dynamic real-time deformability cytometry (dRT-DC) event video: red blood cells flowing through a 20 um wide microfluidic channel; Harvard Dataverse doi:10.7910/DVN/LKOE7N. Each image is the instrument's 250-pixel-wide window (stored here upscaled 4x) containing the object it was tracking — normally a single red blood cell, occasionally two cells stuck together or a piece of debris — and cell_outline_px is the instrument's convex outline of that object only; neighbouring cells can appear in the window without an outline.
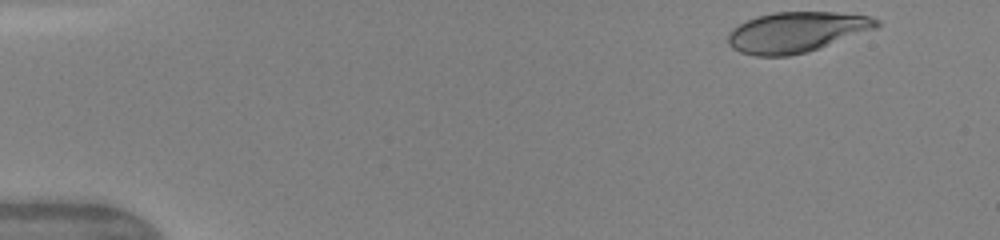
{"species": "human", "species_latin": "Homo sapiens", "temperature_condition": "warm", "stored_images_in_passage": 45, "camera_frame_rate_fps": 3000, "um_per_image_px": 0.085, "donor": {"sex": "female"}, "frame": {"image": 1, "passage_image": 1, "time_ms": 0.0, "image_size_px": [1000, 240], "cell_outline_px": [[880, 24], [876, 28], [804, 52], [788, 56], [756, 56], [740, 52], [732, 48], [728, 44], [728, 32], [732, 28], [756, 16], [772, 12], [836, 12], [868, 16], [880, 20]], "centroid_in_image_um": [67.64, 2.71], "position_along_channel_um": 17.4, "area_um2": 34.56}}
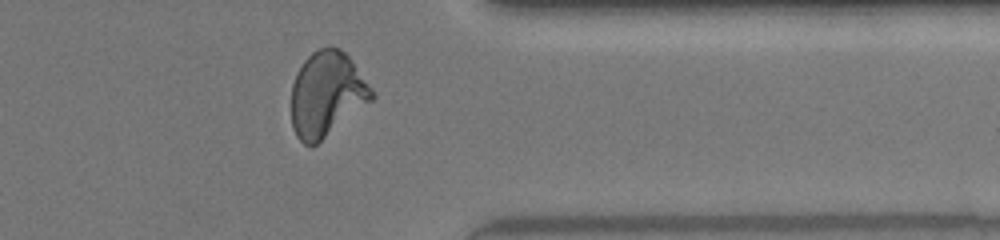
{"frame": {"image": 2, "passage_image": 36, "time_ms": 11.667, "image_size_px": [1000, 240], "cell_outline_px": [[376, 96], [372, 100], [316, 144], [304, 144], [296, 136], [292, 128], [292, 84], [304, 60], [312, 52], [320, 48], [340, 48], [348, 56], [372, 88]], "centroid_in_image_um": [27.77, 8.01], "position_along_channel_um": 383.6, "area_um2": 39.13}}
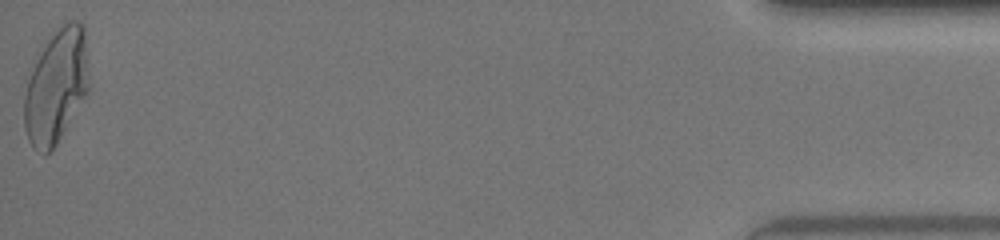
{"frame": {"image": 3, "passage_image": 45, "time_ms": 14.667, "image_size_px": [1000, 240], "cell_outline_px": [[92, 88], [56, 144], [44, 156], [32, 148], [28, 140], [24, 128], [24, 96], [28, 80], [36, 52], [40, 44], [52, 32], [68, 20], [76, 20], [84, 24]], "centroid_in_image_um": [4.8, 7.26], "position_along_channel_um": 430.4, "area_um2": 44.68}, "authors_computed_cell_mechanics": {"area_um2": 38.6104, "velocity_mm_per_s": 4.2001, "shape_relaxation_time_tau1_ms": 4.5774, "shape_relaxation_time_tau2_ms": null, "deformation_change_tau1": 0.2196, "deformation_change_tau2": null}}